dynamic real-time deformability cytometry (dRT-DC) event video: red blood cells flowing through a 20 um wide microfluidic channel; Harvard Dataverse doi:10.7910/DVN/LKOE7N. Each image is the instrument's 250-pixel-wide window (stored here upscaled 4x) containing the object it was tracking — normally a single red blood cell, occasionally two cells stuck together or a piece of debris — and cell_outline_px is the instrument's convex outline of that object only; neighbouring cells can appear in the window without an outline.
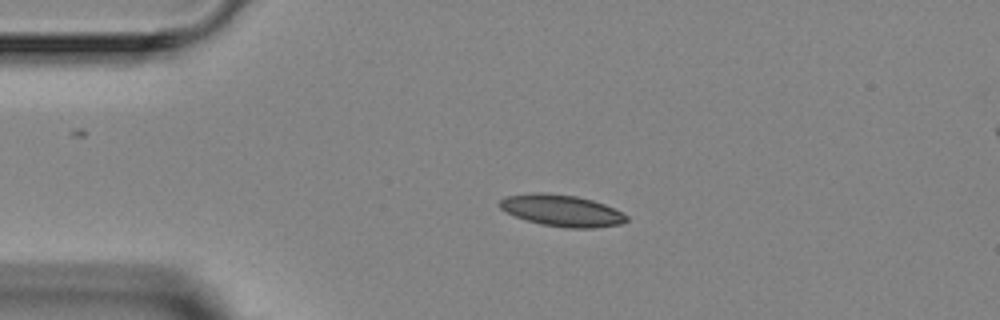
{"species": "Egyptian fruit bat (a non-hibernating species)", "species_latin": "Rousettus aegyptiacus", "temperature_condition": "room temperature", "stored_images_in_passage": 4, "segment_of_instrument_passage": [1, 2], "camera_frame_rate_fps": 3000, "um_per_image_px": 0.085, "animal": {"sex": "female"}, "frame": {"image": 1, "passage_image": 2, "time_ms": 1.333, "image_size_px": [1000, 320], "cell_outline_px": [[628, 220], [620, 224], [592, 228], [568, 228], [540, 224], [516, 216], [500, 208], [500, 200], [504, 196], [532, 192], [544, 192], [576, 196], [592, 200], [604, 204], [628, 216]], "centroid_in_image_um": [47.73, 17.89], "position_along_channel_um": 37.3, "area_um2": 23.18}}